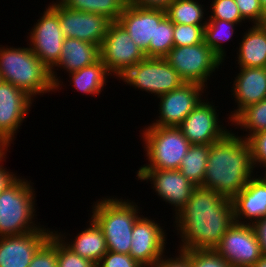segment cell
<instances>
[{"label":"cell","mask_w":266,"mask_h":267,"mask_svg":"<svg viewBox=\"0 0 266 267\" xmlns=\"http://www.w3.org/2000/svg\"><path fill=\"white\" fill-rule=\"evenodd\" d=\"M173 215L182 241L179 250H214L235 223L232 199L202 186L195 187L187 203Z\"/></svg>","instance_id":"1"},{"label":"cell","mask_w":266,"mask_h":267,"mask_svg":"<svg viewBox=\"0 0 266 267\" xmlns=\"http://www.w3.org/2000/svg\"><path fill=\"white\" fill-rule=\"evenodd\" d=\"M164 58L185 83L200 84L207 89V80L223 63L204 41L191 46L173 47Z\"/></svg>","instance_id":"7"},{"label":"cell","mask_w":266,"mask_h":267,"mask_svg":"<svg viewBox=\"0 0 266 267\" xmlns=\"http://www.w3.org/2000/svg\"><path fill=\"white\" fill-rule=\"evenodd\" d=\"M241 16L248 22L260 24L265 11L262 8L260 0H235Z\"/></svg>","instance_id":"38"},{"label":"cell","mask_w":266,"mask_h":267,"mask_svg":"<svg viewBox=\"0 0 266 267\" xmlns=\"http://www.w3.org/2000/svg\"><path fill=\"white\" fill-rule=\"evenodd\" d=\"M88 222L87 228L78 232L73 241H69L67 235H64L65 233H61V231L54 230L53 232L77 255L98 264L108 251L106 240L98 224L92 218Z\"/></svg>","instance_id":"23"},{"label":"cell","mask_w":266,"mask_h":267,"mask_svg":"<svg viewBox=\"0 0 266 267\" xmlns=\"http://www.w3.org/2000/svg\"><path fill=\"white\" fill-rule=\"evenodd\" d=\"M57 267H97V264L83 258L68 248L63 241L56 236Z\"/></svg>","instance_id":"34"},{"label":"cell","mask_w":266,"mask_h":267,"mask_svg":"<svg viewBox=\"0 0 266 267\" xmlns=\"http://www.w3.org/2000/svg\"><path fill=\"white\" fill-rule=\"evenodd\" d=\"M174 0H127V4L146 9L166 10Z\"/></svg>","instance_id":"41"},{"label":"cell","mask_w":266,"mask_h":267,"mask_svg":"<svg viewBox=\"0 0 266 267\" xmlns=\"http://www.w3.org/2000/svg\"><path fill=\"white\" fill-rule=\"evenodd\" d=\"M32 184L18 175L0 193V237L23 235L43 227L34 218L36 196Z\"/></svg>","instance_id":"5"},{"label":"cell","mask_w":266,"mask_h":267,"mask_svg":"<svg viewBox=\"0 0 266 267\" xmlns=\"http://www.w3.org/2000/svg\"><path fill=\"white\" fill-rule=\"evenodd\" d=\"M0 79L24 91L33 100L55 92L50 69L28 47L0 45ZM38 95V96H36Z\"/></svg>","instance_id":"3"},{"label":"cell","mask_w":266,"mask_h":267,"mask_svg":"<svg viewBox=\"0 0 266 267\" xmlns=\"http://www.w3.org/2000/svg\"><path fill=\"white\" fill-rule=\"evenodd\" d=\"M177 253L171 258L163 254L154 267H190V250L177 249Z\"/></svg>","instance_id":"40"},{"label":"cell","mask_w":266,"mask_h":267,"mask_svg":"<svg viewBox=\"0 0 266 267\" xmlns=\"http://www.w3.org/2000/svg\"><path fill=\"white\" fill-rule=\"evenodd\" d=\"M28 267H57L56 234L38 249Z\"/></svg>","instance_id":"35"},{"label":"cell","mask_w":266,"mask_h":267,"mask_svg":"<svg viewBox=\"0 0 266 267\" xmlns=\"http://www.w3.org/2000/svg\"><path fill=\"white\" fill-rule=\"evenodd\" d=\"M209 156V145H191L179 166V171L192 184L202 186Z\"/></svg>","instance_id":"26"},{"label":"cell","mask_w":266,"mask_h":267,"mask_svg":"<svg viewBox=\"0 0 266 267\" xmlns=\"http://www.w3.org/2000/svg\"><path fill=\"white\" fill-rule=\"evenodd\" d=\"M248 142L251 147L253 167H263L266 173V130L253 134Z\"/></svg>","instance_id":"37"},{"label":"cell","mask_w":266,"mask_h":267,"mask_svg":"<svg viewBox=\"0 0 266 267\" xmlns=\"http://www.w3.org/2000/svg\"><path fill=\"white\" fill-rule=\"evenodd\" d=\"M252 226L260 243L262 254L266 257V217L257 220Z\"/></svg>","instance_id":"42"},{"label":"cell","mask_w":266,"mask_h":267,"mask_svg":"<svg viewBox=\"0 0 266 267\" xmlns=\"http://www.w3.org/2000/svg\"><path fill=\"white\" fill-rule=\"evenodd\" d=\"M260 3H261L262 8L264 9V11L266 13V0H260Z\"/></svg>","instance_id":"47"},{"label":"cell","mask_w":266,"mask_h":267,"mask_svg":"<svg viewBox=\"0 0 266 267\" xmlns=\"http://www.w3.org/2000/svg\"><path fill=\"white\" fill-rule=\"evenodd\" d=\"M247 30L238 43L239 48L236 47L238 68L266 67V31L260 24H253Z\"/></svg>","instance_id":"24"},{"label":"cell","mask_w":266,"mask_h":267,"mask_svg":"<svg viewBox=\"0 0 266 267\" xmlns=\"http://www.w3.org/2000/svg\"><path fill=\"white\" fill-rule=\"evenodd\" d=\"M210 2L211 15L207 16L208 20H225L240 25L245 23L235 0H212Z\"/></svg>","instance_id":"31"},{"label":"cell","mask_w":266,"mask_h":267,"mask_svg":"<svg viewBox=\"0 0 266 267\" xmlns=\"http://www.w3.org/2000/svg\"><path fill=\"white\" fill-rule=\"evenodd\" d=\"M231 122L230 126H237L235 129L240 127L248 133L240 136L247 140L253 134L266 130V98L244 108Z\"/></svg>","instance_id":"30"},{"label":"cell","mask_w":266,"mask_h":267,"mask_svg":"<svg viewBox=\"0 0 266 267\" xmlns=\"http://www.w3.org/2000/svg\"><path fill=\"white\" fill-rule=\"evenodd\" d=\"M106 197L93 203L89 217L101 228L108 251L129 255L133 226L141 216V209L134 201Z\"/></svg>","instance_id":"4"},{"label":"cell","mask_w":266,"mask_h":267,"mask_svg":"<svg viewBox=\"0 0 266 267\" xmlns=\"http://www.w3.org/2000/svg\"><path fill=\"white\" fill-rule=\"evenodd\" d=\"M214 250L232 267H251L263 256L253 226L237 222L225 232Z\"/></svg>","instance_id":"11"},{"label":"cell","mask_w":266,"mask_h":267,"mask_svg":"<svg viewBox=\"0 0 266 267\" xmlns=\"http://www.w3.org/2000/svg\"><path fill=\"white\" fill-rule=\"evenodd\" d=\"M5 158L6 157L0 159V193L18 177L16 175L17 173L14 174V172L4 168L5 166L2 165V162L5 161Z\"/></svg>","instance_id":"43"},{"label":"cell","mask_w":266,"mask_h":267,"mask_svg":"<svg viewBox=\"0 0 266 267\" xmlns=\"http://www.w3.org/2000/svg\"><path fill=\"white\" fill-rule=\"evenodd\" d=\"M100 59V46L93 43H88L75 38H65L62 47V53L58 63L50 70L55 91L63 86L57 76L58 68L67 73H71L85 66L92 65ZM57 67V69L55 68ZM55 68V69H54ZM62 82V83H61Z\"/></svg>","instance_id":"22"},{"label":"cell","mask_w":266,"mask_h":267,"mask_svg":"<svg viewBox=\"0 0 266 267\" xmlns=\"http://www.w3.org/2000/svg\"><path fill=\"white\" fill-rule=\"evenodd\" d=\"M29 32V46L50 70L58 63L65 36L58 13L48 5Z\"/></svg>","instance_id":"10"},{"label":"cell","mask_w":266,"mask_h":267,"mask_svg":"<svg viewBox=\"0 0 266 267\" xmlns=\"http://www.w3.org/2000/svg\"><path fill=\"white\" fill-rule=\"evenodd\" d=\"M174 23L166 16L158 25L155 33V57L164 58L174 47Z\"/></svg>","instance_id":"32"},{"label":"cell","mask_w":266,"mask_h":267,"mask_svg":"<svg viewBox=\"0 0 266 267\" xmlns=\"http://www.w3.org/2000/svg\"><path fill=\"white\" fill-rule=\"evenodd\" d=\"M59 15L65 38H75L101 46L111 23L105 16L63 6L58 0L49 4Z\"/></svg>","instance_id":"12"},{"label":"cell","mask_w":266,"mask_h":267,"mask_svg":"<svg viewBox=\"0 0 266 267\" xmlns=\"http://www.w3.org/2000/svg\"><path fill=\"white\" fill-rule=\"evenodd\" d=\"M33 103L34 100L24 91L0 81V135L10 146Z\"/></svg>","instance_id":"18"},{"label":"cell","mask_w":266,"mask_h":267,"mask_svg":"<svg viewBox=\"0 0 266 267\" xmlns=\"http://www.w3.org/2000/svg\"><path fill=\"white\" fill-rule=\"evenodd\" d=\"M204 7L200 0H174L165 11L173 23L206 25L208 18H204V12L207 13Z\"/></svg>","instance_id":"27"},{"label":"cell","mask_w":266,"mask_h":267,"mask_svg":"<svg viewBox=\"0 0 266 267\" xmlns=\"http://www.w3.org/2000/svg\"><path fill=\"white\" fill-rule=\"evenodd\" d=\"M190 267H232L215 250H190Z\"/></svg>","instance_id":"36"},{"label":"cell","mask_w":266,"mask_h":267,"mask_svg":"<svg viewBox=\"0 0 266 267\" xmlns=\"http://www.w3.org/2000/svg\"><path fill=\"white\" fill-rule=\"evenodd\" d=\"M205 25H184L174 23V47L191 46L204 41Z\"/></svg>","instance_id":"33"},{"label":"cell","mask_w":266,"mask_h":267,"mask_svg":"<svg viewBox=\"0 0 266 267\" xmlns=\"http://www.w3.org/2000/svg\"><path fill=\"white\" fill-rule=\"evenodd\" d=\"M213 101L203 99L178 126L192 145H211L222 140L230 131L218 119ZM222 123V124H220Z\"/></svg>","instance_id":"13"},{"label":"cell","mask_w":266,"mask_h":267,"mask_svg":"<svg viewBox=\"0 0 266 267\" xmlns=\"http://www.w3.org/2000/svg\"><path fill=\"white\" fill-rule=\"evenodd\" d=\"M66 8L105 16L111 22L120 18L127 0H58Z\"/></svg>","instance_id":"28"},{"label":"cell","mask_w":266,"mask_h":267,"mask_svg":"<svg viewBox=\"0 0 266 267\" xmlns=\"http://www.w3.org/2000/svg\"><path fill=\"white\" fill-rule=\"evenodd\" d=\"M240 70V71H239ZM235 75L231 92L237 105L228 119L231 122L244 108L266 98V67H240Z\"/></svg>","instance_id":"20"},{"label":"cell","mask_w":266,"mask_h":267,"mask_svg":"<svg viewBox=\"0 0 266 267\" xmlns=\"http://www.w3.org/2000/svg\"><path fill=\"white\" fill-rule=\"evenodd\" d=\"M8 147H10V145L0 135V159L6 157L9 150Z\"/></svg>","instance_id":"44"},{"label":"cell","mask_w":266,"mask_h":267,"mask_svg":"<svg viewBox=\"0 0 266 267\" xmlns=\"http://www.w3.org/2000/svg\"><path fill=\"white\" fill-rule=\"evenodd\" d=\"M230 131L222 140L209 145V156L202 187L233 199L254 176L251 147L247 139Z\"/></svg>","instance_id":"2"},{"label":"cell","mask_w":266,"mask_h":267,"mask_svg":"<svg viewBox=\"0 0 266 267\" xmlns=\"http://www.w3.org/2000/svg\"><path fill=\"white\" fill-rule=\"evenodd\" d=\"M237 23L228 22L225 20H207L204 27V42L205 44L221 59L225 61V46L223 42L231 40L235 34Z\"/></svg>","instance_id":"29"},{"label":"cell","mask_w":266,"mask_h":267,"mask_svg":"<svg viewBox=\"0 0 266 267\" xmlns=\"http://www.w3.org/2000/svg\"><path fill=\"white\" fill-rule=\"evenodd\" d=\"M263 175H254L232 199L235 222L252 225L266 217V175Z\"/></svg>","instance_id":"21"},{"label":"cell","mask_w":266,"mask_h":267,"mask_svg":"<svg viewBox=\"0 0 266 267\" xmlns=\"http://www.w3.org/2000/svg\"><path fill=\"white\" fill-rule=\"evenodd\" d=\"M53 231L44 226L23 235L0 237V267H28Z\"/></svg>","instance_id":"19"},{"label":"cell","mask_w":266,"mask_h":267,"mask_svg":"<svg viewBox=\"0 0 266 267\" xmlns=\"http://www.w3.org/2000/svg\"><path fill=\"white\" fill-rule=\"evenodd\" d=\"M70 85L83 94L97 96L101 94L108 82L110 72L102 63L101 59L92 65L85 66L80 70L68 73Z\"/></svg>","instance_id":"25"},{"label":"cell","mask_w":266,"mask_h":267,"mask_svg":"<svg viewBox=\"0 0 266 267\" xmlns=\"http://www.w3.org/2000/svg\"><path fill=\"white\" fill-rule=\"evenodd\" d=\"M117 80L133 86L135 90L154 94L157 98L182 86L185 81L165 58L146 57Z\"/></svg>","instance_id":"8"},{"label":"cell","mask_w":266,"mask_h":267,"mask_svg":"<svg viewBox=\"0 0 266 267\" xmlns=\"http://www.w3.org/2000/svg\"><path fill=\"white\" fill-rule=\"evenodd\" d=\"M165 17V10L146 9L127 4L118 22L146 57H155L156 25Z\"/></svg>","instance_id":"16"},{"label":"cell","mask_w":266,"mask_h":267,"mask_svg":"<svg viewBox=\"0 0 266 267\" xmlns=\"http://www.w3.org/2000/svg\"><path fill=\"white\" fill-rule=\"evenodd\" d=\"M251 267H266V257L262 256L253 266Z\"/></svg>","instance_id":"45"},{"label":"cell","mask_w":266,"mask_h":267,"mask_svg":"<svg viewBox=\"0 0 266 267\" xmlns=\"http://www.w3.org/2000/svg\"><path fill=\"white\" fill-rule=\"evenodd\" d=\"M145 58L124 27L118 21L111 22L100 46V59L111 76L119 79Z\"/></svg>","instance_id":"9"},{"label":"cell","mask_w":266,"mask_h":267,"mask_svg":"<svg viewBox=\"0 0 266 267\" xmlns=\"http://www.w3.org/2000/svg\"><path fill=\"white\" fill-rule=\"evenodd\" d=\"M97 267H144L128 254L107 251Z\"/></svg>","instance_id":"39"},{"label":"cell","mask_w":266,"mask_h":267,"mask_svg":"<svg viewBox=\"0 0 266 267\" xmlns=\"http://www.w3.org/2000/svg\"><path fill=\"white\" fill-rule=\"evenodd\" d=\"M165 231L160 223L141 215L133 226L129 255L144 267H154L166 251Z\"/></svg>","instance_id":"15"},{"label":"cell","mask_w":266,"mask_h":267,"mask_svg":"<svg viewBox=\"0 0 266 267\" xmlns=\"http://www.w3.org/2000/svg\"><path fill=\"white\" fill-rule=\"evenodd\" d=\"M136 177L141 181H150L156 195L171 205L176 214L190 199L192 184L179 170L139 169Z\"/></svg>","instance_id":"17"},{"label":"cell","mask_w":266,"mask_h":267,"mask_svg":"<svg viewBox=\"0 0 266 267\" xmlns=\"http://www.w3.org/2000/svg\"><path fill=\"white\" fill-rule=\"evenodd\" d=\"M142 142L148 163L139 169L178 170L183 157L191 147L178 127L147 125Z\"/></svg>","instance_id":"6"},{"label":"cell","mask_w":266,"mask_h":267,"mask_svg":"<svg viewBox=\"0 0 266 267\" xmlns=\"http://www.w3.org/2000/svg\"><path fill=\"white\" fill-rule=\"evenodd\" d=\"M207 88L196 83H184L159 96V116L150 125L178 127L186 116L203 100ZM205 90V91H204Z\"/></svg>","instance_id":"14"},{"label":"cell","mask_w":266,"mask_h":267,"mask_svg":"<svg viewBox=\"0 0 266 267\" xmlns=\"http://www.w3.org/2000/svg\"><path fill=\"white\" fill-rule=\"evenodd\" d=\"M260 25L266 31V13L264 14V17H263L262 22L260 23Z\"/></svg>","instance_id":"46"}]
</instances>
